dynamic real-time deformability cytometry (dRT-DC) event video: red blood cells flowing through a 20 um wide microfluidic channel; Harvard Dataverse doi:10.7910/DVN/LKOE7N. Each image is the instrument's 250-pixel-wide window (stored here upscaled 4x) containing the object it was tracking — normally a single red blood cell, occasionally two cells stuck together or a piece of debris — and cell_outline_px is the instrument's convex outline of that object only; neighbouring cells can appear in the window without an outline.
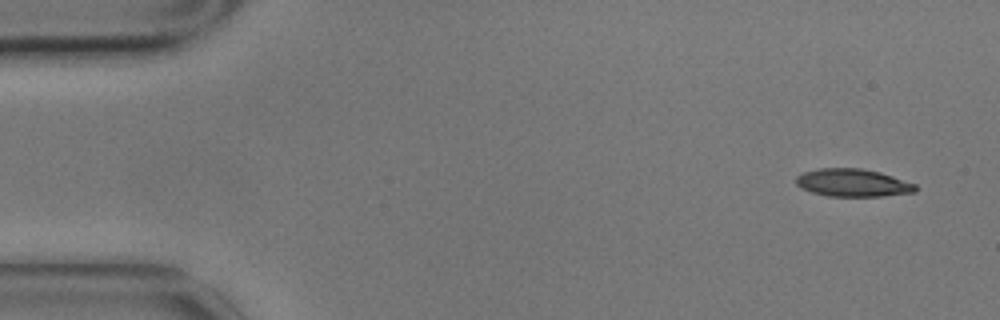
{"species": "common noctule bat (a hibernating species)", "species_latin": "Nyctalus noctula", "temperature_condition": "cold", "stored_images_in_passage": 4, "camera_frame_rate_fps": 3000, "um_per_image_px": 0.085, "animal": {"sex": "male", "body_mass_g": 17.9}, "frame": {"image": 1, "passage_image": 1, "time_ms": 0.0, "image_size_px": [1000, 320], "cell_outline_px": [[916, 192], [880, 196], [828, 196], [812, 192], [800, 188], [796, 184], [796, 176], [804, 172], [820, 168], [860, 168], [880, 172], [916, 184]], "centroid_in_image_um": [72.47, 15.53], "position_along_channel_um": 12.5, "area_um2": 19.25}}